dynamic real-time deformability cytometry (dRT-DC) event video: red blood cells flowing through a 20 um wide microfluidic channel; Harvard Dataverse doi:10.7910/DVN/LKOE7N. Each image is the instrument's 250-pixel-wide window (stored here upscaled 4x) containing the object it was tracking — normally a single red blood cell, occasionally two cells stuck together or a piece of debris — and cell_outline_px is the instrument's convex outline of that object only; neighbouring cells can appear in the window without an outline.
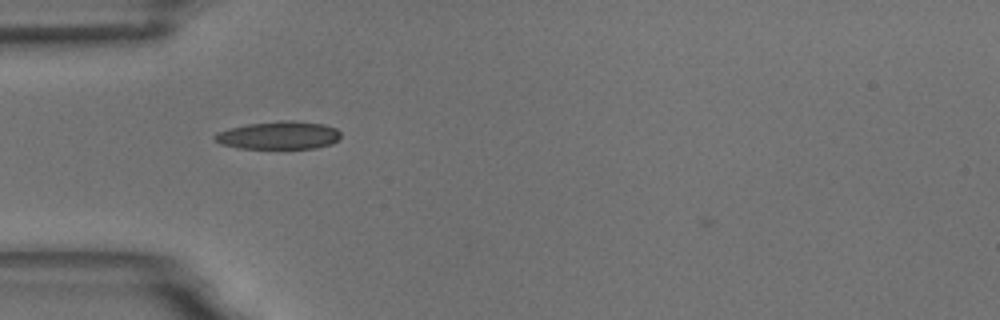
{"species": "common noctule bat (a hibernating species)", "species_latin": "Nyctalus noctula", "temperature_condition": "room temperature", "stored_images_in_passage": 44, "camera_frame_rate_fps": 3000, "um_per_image_px": 0.085, "animal": {"sex": "male", "body_mass_g": 18.8}, "frame": {"image": 1, "passage_image": 5, "time_ms": 1.333, "image_size_px": [1000, 320], "cell_outline_px": [[340, 136], [332, 144], [316, 148], [240, 148], [220, 144], [212, 140], [212, 136], [216, 132], [228, 128], [248, 124], [280, 120], [296, 120], [324, 124], [336, 128], [340, 132]], "centroid_in_image_um": [23.66, 11.49], "position_along_channel_um": 61.3, "area_um2": 20.75}}
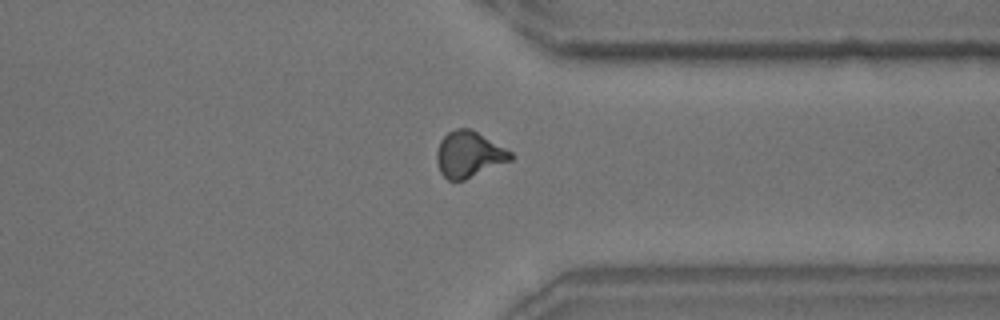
{"frame": {"image": 2, "passage_image": 32, "time_ms": 10.333, "image_size_px": [1000, 320], "cell_outline_px": [[516, 156], [512, 160], [464, 180], [448, 180], [440, 172], [436, 160], [436, 152], [440, 140], [448, 132], [456, 128], [468, 128], [476, 132], [512, 152]], "centroid_in_image_um": [39.85, 13.13], "position_along_channel_um": 371.6, "area_um2": 19.71}}
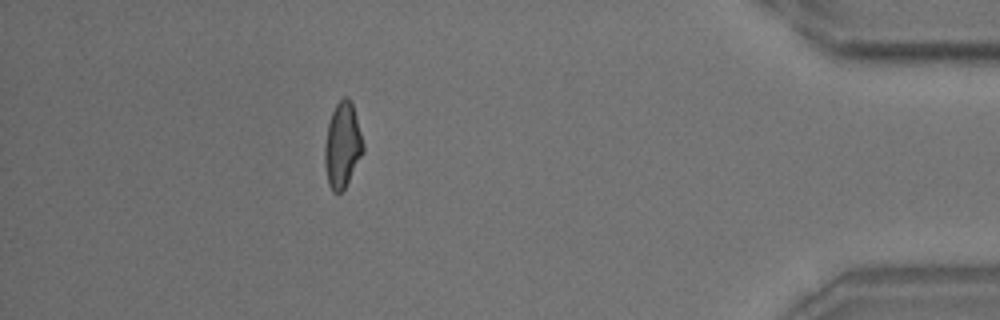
{"frame": {"image": 3, "passage_image": 39, "time_ms": 12.667, "image_size_px": [1000, 320], "cell_outline_px": [[364, 152], [344, 188], [340, 192], [332, 192], [328, 184], [324, 164], [324, 144], [328, 124], [332, 112], [336, 104], [344, 96], [348, 96], [352, 100], [364, 144]], "centroid_in_image_um": [29.1, 12.31], "position_along_channel_um": 406.1, "area_um2": 19.25}, "authors_computed_cell_mechanics": {"area_um2": 19.2185, "velocity_mm_per_s": 3.4804, "shape_relaxation_time_tau1_ms": 6.8719, "shape_relaxation_time_tau2_ms": 2.7297, "deformation_change_tau1": 0.2046, "deformation_change_tau2": 0.0976}}